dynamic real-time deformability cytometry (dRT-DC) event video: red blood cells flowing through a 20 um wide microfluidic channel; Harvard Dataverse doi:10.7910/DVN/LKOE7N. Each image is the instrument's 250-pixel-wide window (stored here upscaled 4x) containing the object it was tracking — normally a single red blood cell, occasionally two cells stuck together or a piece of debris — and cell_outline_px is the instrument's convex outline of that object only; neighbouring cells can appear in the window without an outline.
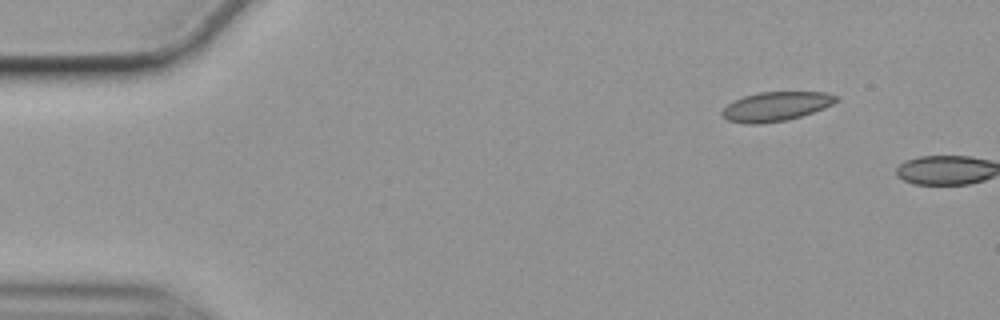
{"species": "common noctule bat (a hibernating species)", "species_latin": "Nyctalus noctula", "temperature_condition": "cold", "stored_images_in_passage": 2, "camera_frame_rate_fps": 3000, "um_per_image_px": 0.085, "animal": {"sex": "female", "body_mass_g": 19.9}, "frame": {"image": 1, "passage_image": 1, "time_ms": 0.0, "image_size_px": [1000, 320], "cell_outline_px": [[836, 100], [832, 104], [824, 108], [788, 120], [760, 124], [748, 124], [728, 120], [720, 116], [720, 112], [728, 104], [744, 96], [756, 92], [828, 92], [836, 96]], "centroid_in_image_um": [65.91, 9.05], "position_along_channel_um": 19.1, "area_um2": 19.36}}